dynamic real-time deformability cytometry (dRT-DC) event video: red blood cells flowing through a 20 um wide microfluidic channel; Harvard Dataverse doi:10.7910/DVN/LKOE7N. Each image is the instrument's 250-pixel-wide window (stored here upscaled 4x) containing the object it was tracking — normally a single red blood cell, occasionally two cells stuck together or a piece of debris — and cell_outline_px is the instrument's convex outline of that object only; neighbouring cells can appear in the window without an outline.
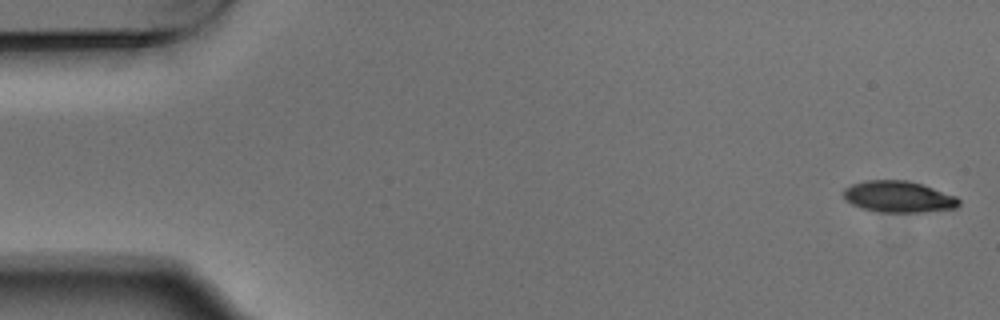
{"species": "Egyptian fruit bat (a non-hibernating species)", "species_latin": "Rousettus aegyptiacus", "temperature_condition": "warm", "stored_images_in_passage": 6, "camera_frame_rate_fps": 3000, "um_per_image_px": 0.085, "animal": {"sex": "male"}, "frame": {"image": 1, "passage_image": 1, "time_ms": 0.0, "image_size_px": [1000, 320], "cell_outline_px": [[960, 204], [956, 208], [924, 212], [876, 212], [852, 204], [844, 200], [844, 188], [852, 184], [868, 180], [904, 180], [920, 184], [956, 196], [960, 200]], "centroid_in_image_um": [76.37, 16.73], "position_along_channel_um": 8.6, "area_um2": 20.98}}
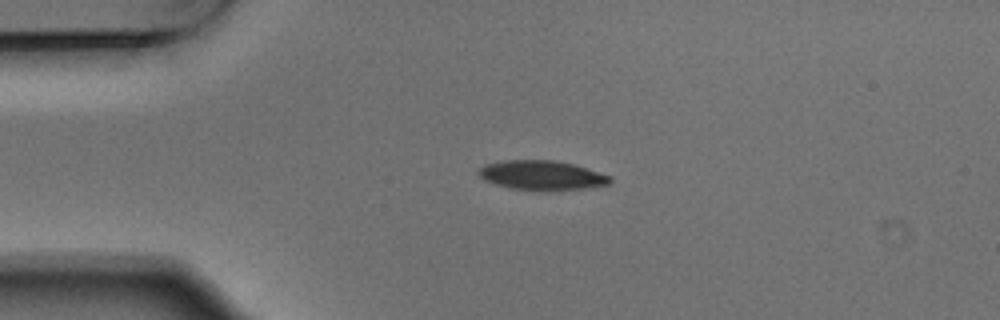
{"frame": {"image": 2, "passage_image": 4, "time_ms": 1.0, "image_size_px": [1000, 320], "cell_outline_px": [[612, 180], [608, 184], [584, 188], [512, 188], [496, 184], [484, 180], [476, 172], [484, 164], [500, 160], [552, 160], [572, 164], [612, 176]], "centroid_in_image_um": [46.0, 14.85], "position_along_channel_um": 39.0, "area_um2": 21.68}}
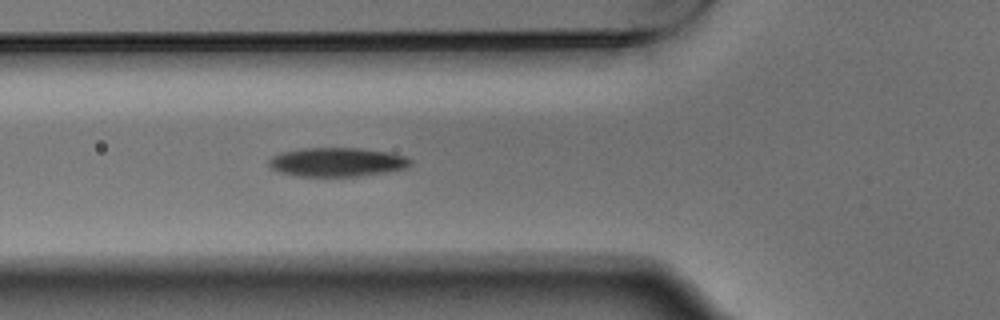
{"frame": {"image": 3, "passage_image": 6, "time_ms": 1.667, "image_size_px": [1000, 320], "cell_outline_px": [[412, 164], [408, 168], [360, 176], [296, 176], [280, 172], [272, 168], [268, 164], [268, 160], [272, 156], [280, 152], [300, 148], [360, 148], [388, 152], [404, 156], [412, 160]], "centroid_in_image_um": [28.64, 13.77], "position_along_channel_um": 97.2, "area_um2": 23.99}}